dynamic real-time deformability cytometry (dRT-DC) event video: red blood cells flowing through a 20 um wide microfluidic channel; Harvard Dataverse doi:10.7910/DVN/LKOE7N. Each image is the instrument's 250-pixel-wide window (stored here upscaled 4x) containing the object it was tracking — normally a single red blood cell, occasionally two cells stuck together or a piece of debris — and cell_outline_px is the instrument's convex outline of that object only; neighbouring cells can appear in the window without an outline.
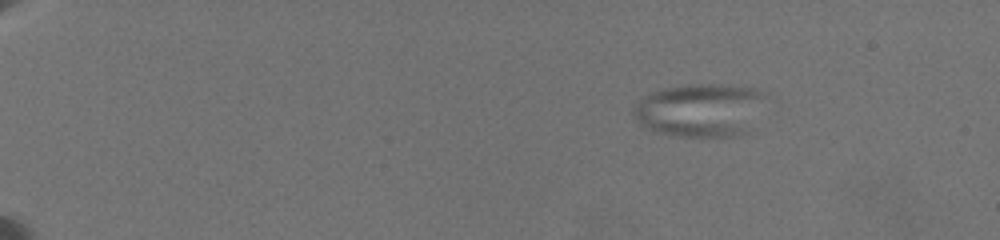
{"species": "common noctule bat (a hibernating species)", "species_latin": "Nyctalus noctula", "temperature_condition": "warm", "stored_images_in_passage": 57, "camera_frame_rate_fps": 3000, "um_per_image_px": 0.085, "animal": {"sex": "female", "body_mass_g": 19.5, "forearm_length_mm": 54.1}, "frame": {"image": 1, "passage_image": 11, "time_ms": 3.667, "image_size_px": [1000, 240], "cell_outline_px": [[768, 96], [748, 132], [740, 136], [672, 136], [652, 132], [640, 124], [636, 116], [636, 104], [644, 96], [652, 92], [668, 88], [752, 88], [764, 92]], "centroid_in_image_um": [59.54, 9.45], "position_along_channel_um": 25.5, "area_um2": 39.42}}
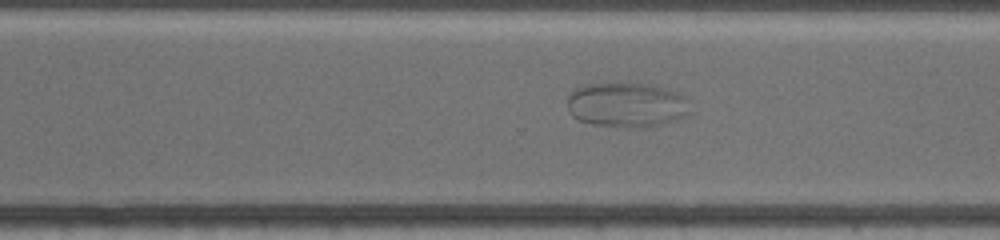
{"frame": {"image": 2, "passage_image": 42, "time_ms": 16.0, "image_size_px": [1000, 240], "cell_outline_px": [[688, 116], [664, 124], [644, 128], [592, 124], [580, 120], [572, 116], [568, 112], [568, 96], [576, 88], [592, 84], [640, 84], [664, 88], [676, 92], [684, 96], [688, 112]], "centroid_in_image_um": [53.25, 8.94], "position_along_channel_um": 317.3, "area_um2": 31.5}}
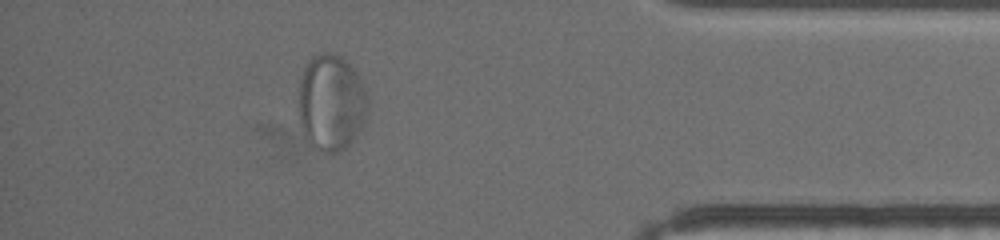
{"frame": {"image": 3, "passage_image": 53, "time_ms": 19.333, "image_size_px": [1000, 240], "cell_outline_px": [[368, 116], [364, 124], [348, 148], [340, 152], [324, 152], [316, 148], [308, 140], [304, 132], [300, 120], [300, 84], [304, 68], [308, 60], [312, 56], [320, 52], [332, 52], [340, 56], [356, 72], [368, 96]], "centroid_in_image_um": [28.19, 8.73], "position_along_channel_um": 407.0, "area_um2": 38.84}}